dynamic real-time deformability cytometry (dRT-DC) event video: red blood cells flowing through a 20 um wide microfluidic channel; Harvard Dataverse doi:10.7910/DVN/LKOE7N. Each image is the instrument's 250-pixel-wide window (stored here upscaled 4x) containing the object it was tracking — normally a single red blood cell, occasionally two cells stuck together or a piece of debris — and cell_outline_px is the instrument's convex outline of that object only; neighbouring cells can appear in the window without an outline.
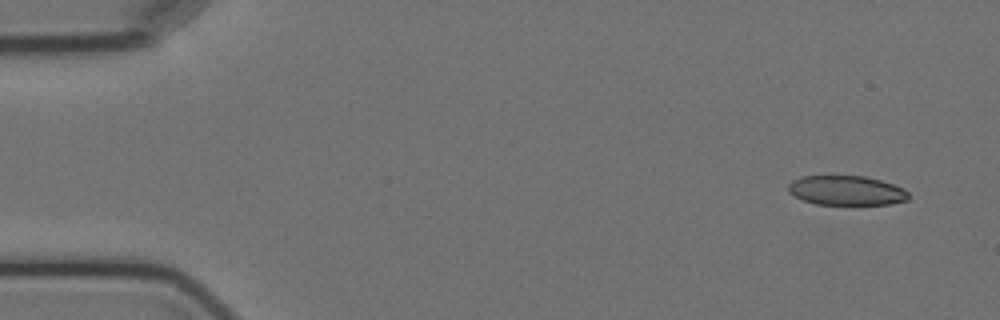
{"species": "Egyptian fruit bat (a non-hibernating species)", "species_latin": "Rousettus aegyptiacus", "temperature_condition": "cold", "stored_images_in_passage": 6, "camera_frame_rate_fps": 3000, "um_per_image_px": 0.085, "animal": {"sex": "female"}, "frame": {"image": 1, "passage_image": 1, "time_ms": 0.0, "image_size_px": [1000, 320], "cell_outline_px": [[908, 200], [888, 204], [816, 204], [804, 200], [788, 192], [788, 184], [792, 180], [800, 176], [864, 176], [880, 180], [904, 188], [908, 192]], "centroid_in_image_um": [71.93, 16.18], "position_along_channel_um": 13.1, "area_um2": 20.58}}
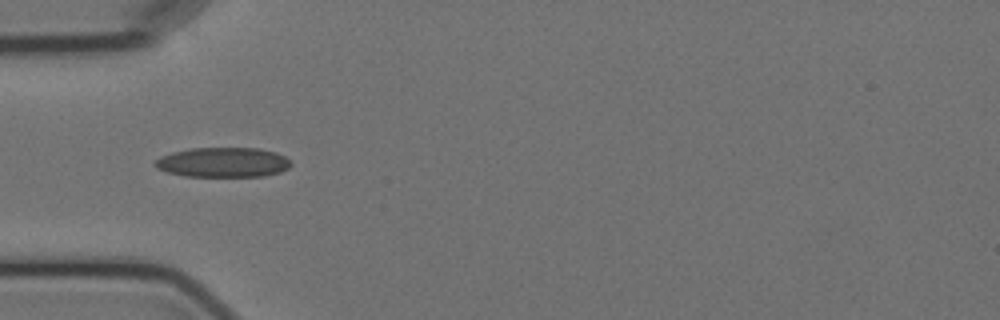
{"frame": {"image": 2, "passage_image": 5, "time_ms": 4.667, "image_size_px": [1000, 320], "cell_outline_px": [[292, 164], [288, 168], [280, 172], [264, 176], [184, 176], [168, 172], [156, 168], [152, 164], [160, 156], [172, 152], [192, 148], [256, 148], [276, 152], [284, 156]], "centroid_in_image_um": [18.93, 13.8], "position_along_channel_um": 66.1, "area_um2": 23.58}}
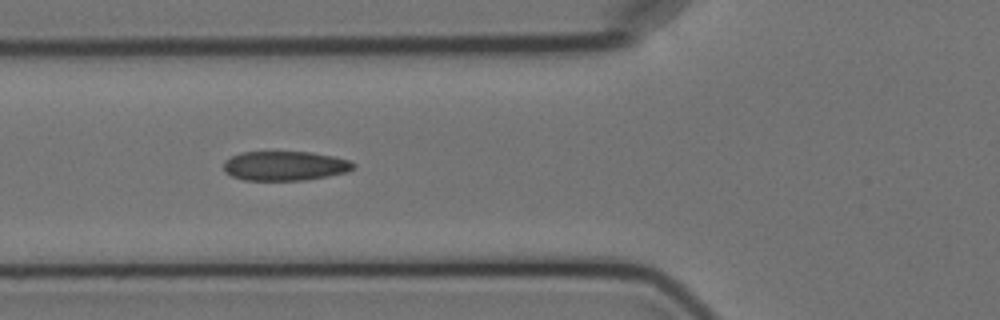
{"frame": {"image": 3, "passage_image": 6, "time_ms": 5.667, "image_size_px": [1000, 320], "cell_outline_px": [[356, 168], [348, 172], [328, 176], [304, 180], [244, 180], [232, 176], [224, 172], [224, 160], [240, 152], [312, 152], [332, 156], [348, 160], [356, 164]], "centroid_in_image_um": [24.23, 14.1], "position_along_channel_um": 101.6, "area_um2": 22.37}}